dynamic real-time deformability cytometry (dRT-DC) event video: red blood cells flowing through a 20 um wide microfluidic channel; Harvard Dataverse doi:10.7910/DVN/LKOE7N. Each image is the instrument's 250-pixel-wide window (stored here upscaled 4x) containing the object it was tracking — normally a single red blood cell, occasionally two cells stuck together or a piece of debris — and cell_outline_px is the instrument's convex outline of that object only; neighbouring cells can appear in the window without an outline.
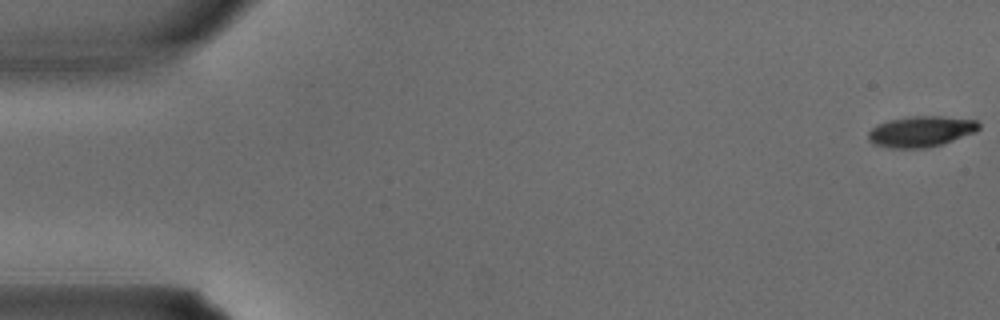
{"species": "common noctule bat (a hibernating species)", "species_latin": "Nyctalus noctula", "temperature_condition": "warm", "stored_images_in_passage": 4, "camera_frame_rate_fps": 3000, "um_per_image_px": 0.085, "animal": {"sex": "male", "body_mass_g": 15.6}, "frame": {"image": 1, "passage_image": 1, "time_ms": 0.0, "image_size_px": [1000, 320], "cell_outline_px": [[980, 128], [976, 132], [940, 144], [924, 148], [888, 148], [872, 144], [868, 140], [868, 132], [872, 128], [888, 120], [908, 116], [944, 116], [976, 120], [980, 124]], "centroid_in_image_um": [78.26, 11.17], "position_along_channel_um": 6.7, "area_um2": 19.88}}
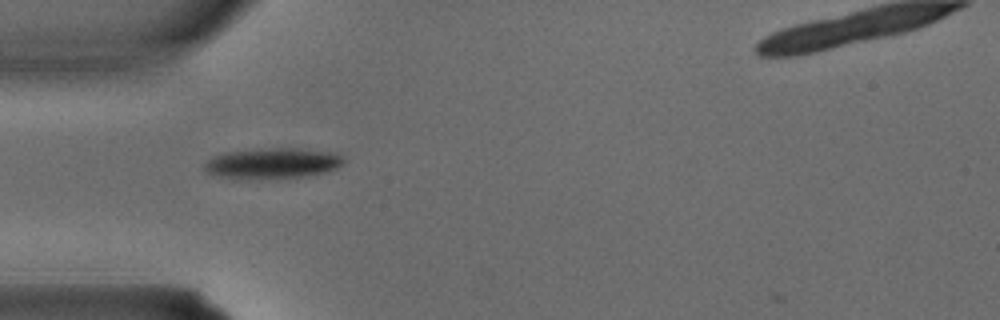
{"frame": {"image": 2, "passage_image": 3, "time_ms": 0.667, "image_size_px": [1000, 320], "cell_outline_px": [[344, 164], [328, 172], [304, 176], [236, 180], [220, 176], [208, 172], [204, 168], [204, 164], [212, 156], [224, 152], [276, 148], [296, 148], [328, 152], [344, 156]], "centroid_in_image_um": [23.15, 13.89], "position_along_channel_um": 61.8, "area_um2": 24.8}}